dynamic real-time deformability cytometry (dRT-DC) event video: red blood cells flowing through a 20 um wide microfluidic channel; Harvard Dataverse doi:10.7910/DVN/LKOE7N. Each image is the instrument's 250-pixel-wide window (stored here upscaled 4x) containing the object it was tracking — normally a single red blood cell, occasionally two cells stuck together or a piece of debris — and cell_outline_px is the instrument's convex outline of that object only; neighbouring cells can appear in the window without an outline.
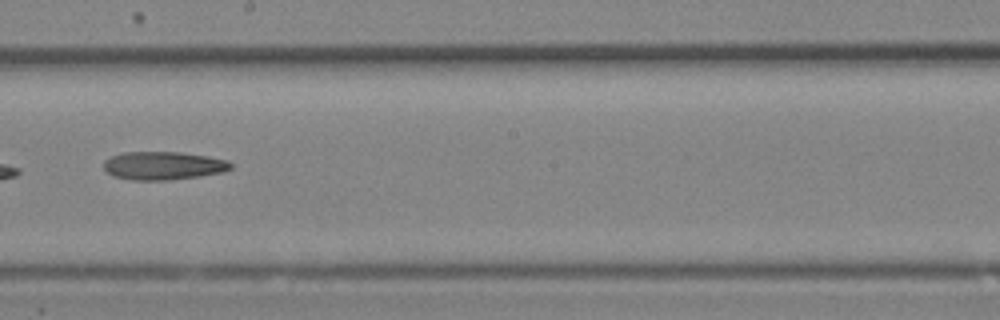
{"species": "Egyptian fruit bat (a non-hibernating species)", "species_latin": "Rousettus aegyptiacus", "temperature_condition": "room temperature", "stored_images_in_passage": 18, "camera_frame_rate_fps": 3000, "um_per_image_px": 0.085, "animal": {"sex": "female"}, "frame": {"image": 1, "passage_image": 11, "time_ms": 3.333, "image_size_px": [1000, 320], "cell_outline_px": [[232, 168], [224, 172], [200, 176], [168, 180], [132, 180], [112, 176], [104, 168], [104, 160], [112, 156], [124, 152], [180, 152], [208, 156], [228, 160], [232, 164]], "centroid_in_image_um": [13.9, 14.08], "position_along_channel_um": 234.3, "area_um2": 20.98}}